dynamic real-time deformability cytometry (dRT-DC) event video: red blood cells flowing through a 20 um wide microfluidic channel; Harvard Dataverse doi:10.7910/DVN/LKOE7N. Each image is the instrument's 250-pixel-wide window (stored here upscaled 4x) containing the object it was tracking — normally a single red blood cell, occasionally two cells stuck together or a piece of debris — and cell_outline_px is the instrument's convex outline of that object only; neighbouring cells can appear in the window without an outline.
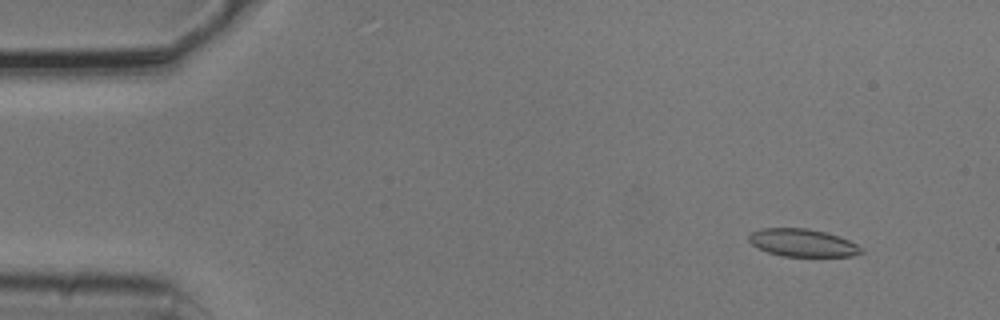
{"species": "common noctule bat (a hibernating species)", "species_latin": "Nyctalus noctula", "temperature_condition": "cold", "stored_images_in_passage": 5, "camera_frame_rate_fps": 3000, "um_per_image_px": 0.085, "animal": {"sex": "male", "body_mass_g": 20.5, "forearm_length_mm": 52.5}, "frame": {"image": 1, "passage_image": 1, "time_ms": 0.0, "image_size_px": [1000, 320], "cell_outline_px": [[864, 252], [852, 256], [780, 256], [768, 252], [752, 244], [748, 240], [748, 236], [752, 232], [760, 228], [808, 228], [840, 236], [856, 244]], "centroid_in_image_um": [68.2, 20.63], "position_along_channel_um": 16.8, "area_um2": 18.03}}
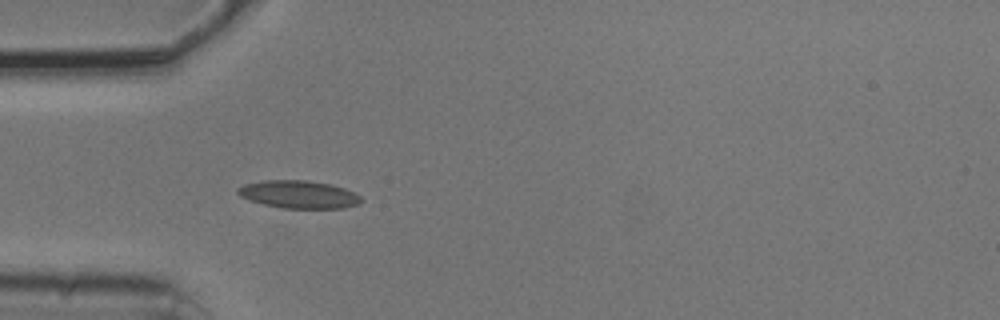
{"frame": {"image": 2, "passage_image": 4, "time_ms": 1.0, "image_size_px": [1000, 320], "cell_outline_px": [[364, 200], [356, 204], [344, 208], [280, 208], [264, 204], [240, 196], [236, 192], [236, 188], [244, 184], [264, 180], [304, 180], [332, 184], [356, 192]], "centroid_in_image_um": [25.41, 16.52], "position_along_channel_um": 59.6, "area_um2": 20.0}}
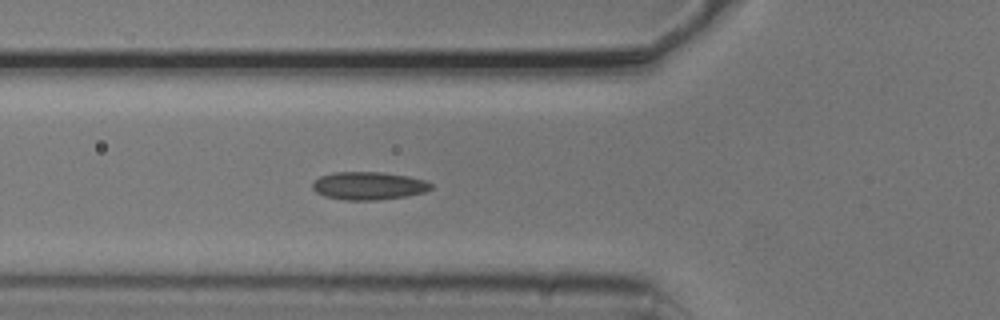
{"frame": {"image": 3, "passage_image": 5, "time_ms": 1.333, "image_size_px": [1000, 320], "cell_outline_px": [[432, 188], [424, 192], [408, 196], [376, 200], [344, 200], [324, 196], [316, 192], [312, 188], [312, 180], [320, 176], [332, 172], [380, 172], [408, 176], [424, 180], [432, 184]], "centroid_in_image_um": [31.29, 15.79], "position_along_channel_um": 94.5, "area_um2": 19.42}}